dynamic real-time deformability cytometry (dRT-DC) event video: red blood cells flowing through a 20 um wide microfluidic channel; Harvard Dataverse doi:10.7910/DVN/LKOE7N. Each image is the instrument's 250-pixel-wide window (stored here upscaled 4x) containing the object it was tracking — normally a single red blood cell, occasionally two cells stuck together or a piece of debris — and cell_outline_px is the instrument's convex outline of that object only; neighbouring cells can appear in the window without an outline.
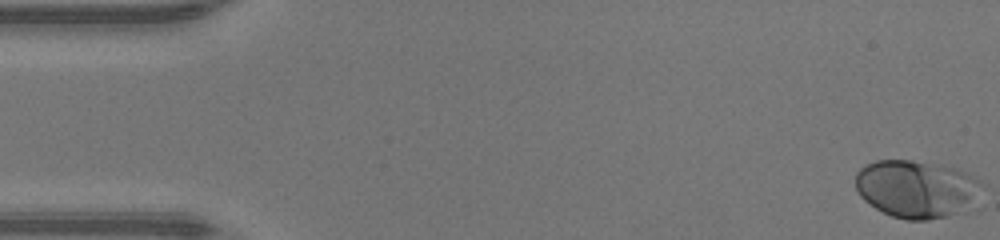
{"species": "human", "species_latin": "Homo sapiens", "temperature_condition": "warm", "stored_images_in_passage": 47, "camera_frame_rate_fps": 3000, "um_per_image_px": 0.085, "donor": {"sex": "male"}, "frame": {"image": 1, "passage_image": 1, "time_ms": 0.0, "image_size_px": [1000, 240], "cell_outline_px": [[984, 184], [948, 216], [928, 220], [908, 220], [892, 216], [876, 208], [864, 200], [860, 196], [856, 188], [856, 172], [860, 168], [876, 160], [912, 160], [940, 164], [956, 168], [964, 172]], "centroid_in_image_um": [77.74, 16.01], "position_along_channel_um": 7.3, "area_um2": 40.98}}
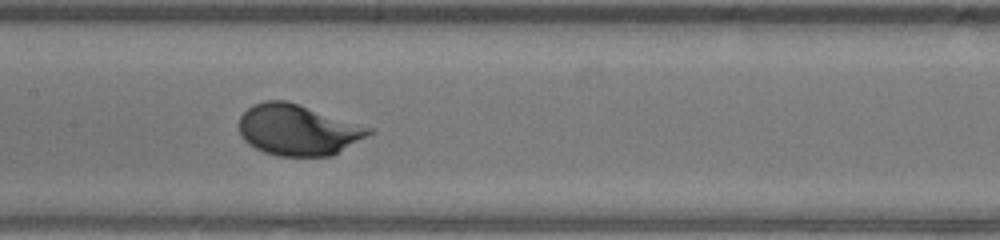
{"frame": {"image": 2, "passage_image": 23, "time_ms": 7.333, "image_size_px": [1000, 240], "cell_outline_px": [[372, 132], [332, 156], [276, 156], [264, 152], [248, 144], [240, 136], [240, 116], [252, 104], [264, 100], [288, 100], [372, 128]], "centroid_in_image_um": [25.27, 11.03], "position_along_channel_um": 182.1, "area_um2": 38.38}}
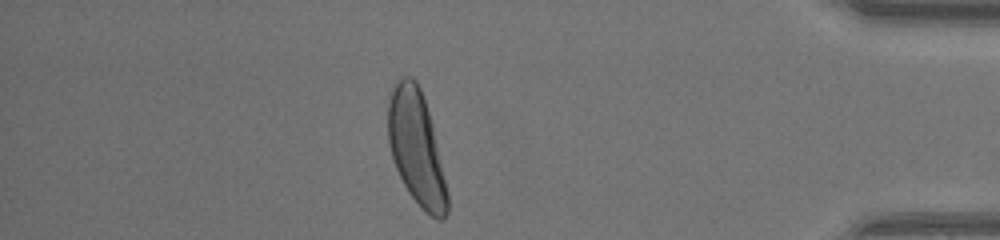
{"frame": {"image": 3, "passage_image": 41, "time_ms": 13.333, "image_size_px": [1000, 240], "cell_outline_px": [[448, 212], [440, 220], [436, 220], [424, 212], [408, 192], [396, 168], [388, 144], [388, 100], [392, 88], [396, 80], [400, 76], [412, 76], [416, 80], [420, 88], [432, 124], [448, 192]], "centroid_in_image_um": [35.38, 12.57], "position_along_channel_um": 399.8, "area_um2": 39.42}, "authors_computed_cell_mechanics": {"area_um2": 38.3792, "velocity_mm_per_s": 4.3808, "shape_relaxation_time_tau1_ms": 1.7936, "shape_relaxation_time_tau2_ms": null, "deformation_change_tau1": 0.1518, "deformation_change_tau2": null}}